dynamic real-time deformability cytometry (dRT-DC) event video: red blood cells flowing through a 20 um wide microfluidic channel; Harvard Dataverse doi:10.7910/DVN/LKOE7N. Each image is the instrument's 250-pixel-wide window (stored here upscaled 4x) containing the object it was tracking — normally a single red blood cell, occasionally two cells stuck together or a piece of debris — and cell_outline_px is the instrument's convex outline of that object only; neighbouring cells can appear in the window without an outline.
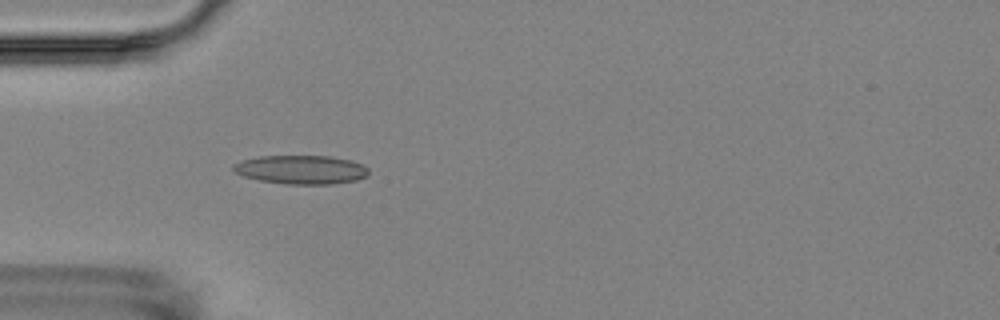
{"species": "Egyptian fruit bat (a non-hibernating species)", "species_latin": "Rousettus aegyptiacus", "temperature_condition": "room temperature", "stored_images_in_passage": 5, "camera_frame_rate_fps": 3000, "um_per_image_px": 0.085, "animal": {"sex": "female"}, "frame": {"image": 1, "passage_image": 5, "time_ms": 4.667, "image_size_px": [1000, 320], "cell_outline_px": [[368, 176], [356, 180], [332, 184], [284, 184], [260, 180], [244, 176], [232, 172], [232, 164], [240, 160], [260, 156], [332, 156], [348, 160], [360, 164], [368, 168]], "centroid_in_image_um": [25.55, 14.42], "position_along_channel_um": 59.5, "area_um2": 22.77}}